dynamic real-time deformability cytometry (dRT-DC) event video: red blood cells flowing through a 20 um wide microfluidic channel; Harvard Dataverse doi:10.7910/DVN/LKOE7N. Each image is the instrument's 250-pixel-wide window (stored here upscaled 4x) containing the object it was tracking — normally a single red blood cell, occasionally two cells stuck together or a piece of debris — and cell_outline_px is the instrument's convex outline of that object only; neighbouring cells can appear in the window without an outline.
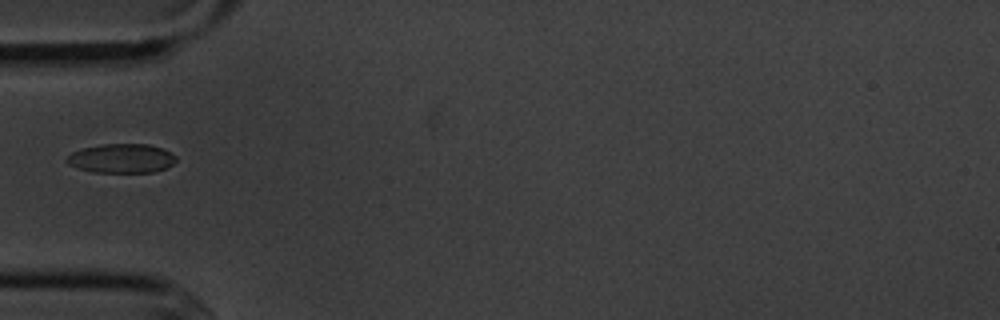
{"species": "common noctule bat (a hibernating species)", "species_latin": "Nyctalus noctula", "temperature_condition": "cold", "stored_images_in_passage": 7, "camera_frame_rate_fps": 3000, "um_per_image_px": 0.085, "animal": {"sex": "male", "body_mass_g": 20.1, "forearm_length_mm": 53.5}, "frame": {"image": 1, "passage_image": 4, "time_ms": 3.667, "image_size_px": [1000, 320], "cell_outline_px": [[176, 160], [172, 164], [164, 168], [152, 172], [92, 172], [68, 164], [64, 160], [72, 152], [84, 148], [100, 144], [148, 144], [160, 148], [176, 156]], "centroid_in_image_um": [10.3, 13.46], "position_along_channel_um": 74.7, "area_um2": 18.32}}
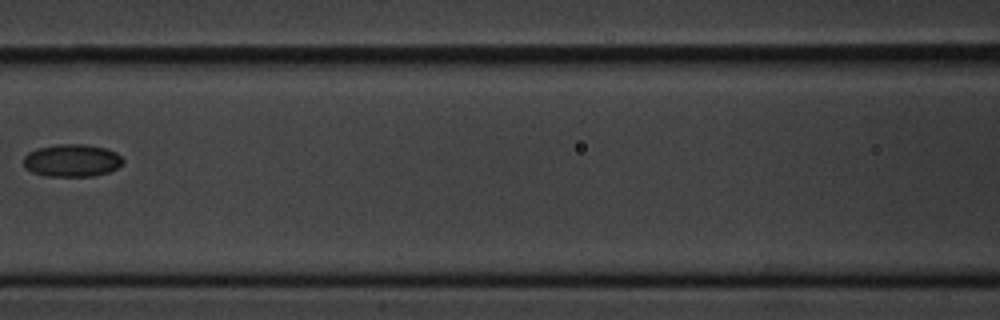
{"frame": {"image": 2, "passage_image": 6, "time_ms": 6.0, "image_size_px": [1000, 320], "cell_outline_px": [[124, 164], [108, 172], [92, 176], [44, 176], [32, 172], [24, 168], [24, 156], [28, 152], [36, 148], [56, 144], [88, 144], [104, 148], [116, 152], [124, 160]], "centroid_in_image_um": [6.1, 13.63], "position_along_channel_um": 160.5, "area_um2": 19.07}}
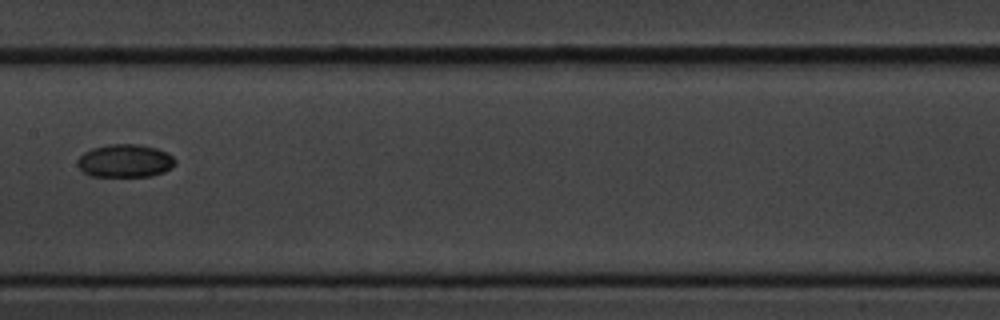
{"frame": {"image": 3, "passage_image": 7, "time_ms": 7.0, "image_size_px": [1000, 320], "cell_outline_px": [[176, 164], [164, 172], [148, 176], [92, 176], [84, 172], [76, 164], [76, 160], [84, 152], [92, 148], [108, 144], [140, 144], [156, 148], [168, 152], [176, 160]], "centroid_in_image_um": [10.63, 13.66], "position_along_channel_um": 196.8, "area_um2": 18.9}}